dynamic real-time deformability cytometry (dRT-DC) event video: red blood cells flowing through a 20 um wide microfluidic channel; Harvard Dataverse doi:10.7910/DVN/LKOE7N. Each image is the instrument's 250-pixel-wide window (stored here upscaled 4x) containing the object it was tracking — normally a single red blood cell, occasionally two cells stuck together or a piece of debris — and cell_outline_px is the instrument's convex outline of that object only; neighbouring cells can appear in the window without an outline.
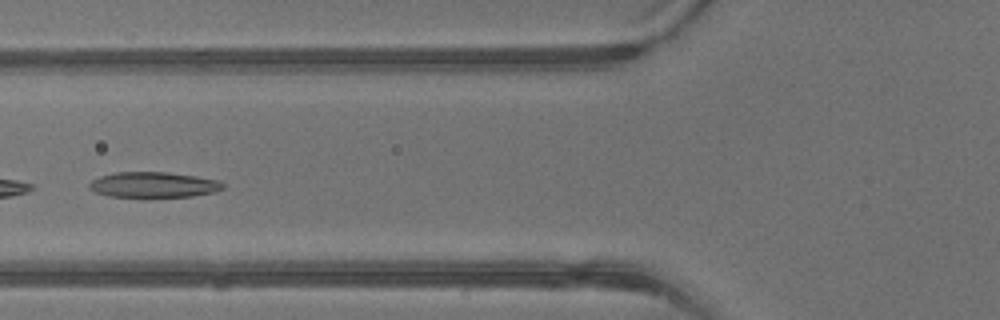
{"species": "common noctule bat (a hibernating species)", "species_latin": "Nyctalus noctula", "temperature_condition": "warm", "stored_images_in_passage": 16, "camera_frame_rate_fps": 3000, "um_per_image_px": 0.085, "animal": {"sex": "male", "body_mass_g": 13.3}, "frame": {"image": 1, "passage_image": 7, "time_ms": 2.0, "image_size_px": [1000, 320], "cell_outline_px": [[224, 188], [216, 192], [192, 196], [108, 196], [96, 192], [88, 188], [88, 184], [92, 180], [100, 176], [116, 172], [168, 172], [196, 176], [216, 180], [224, 184]], "centroid_in_image_um": [13.04, 15.69], "position_along_channel_um": 112.8, "area_um2": 19.65}}
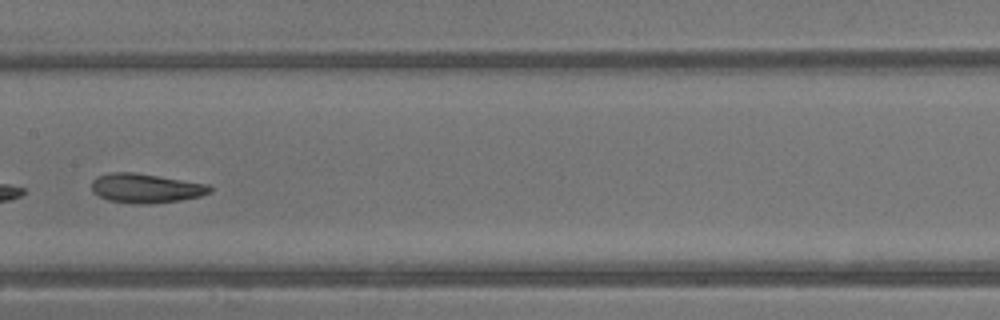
{"frame": {"image": 2, "passage_image": 12, "time_ms": 3.667, "image_size_px": [1000, 320], "cell_outline_px": [[212, 192], [200, 196], [180, 200], [152, 204], [136, 204], [108, 200], [92, 192], [92, 180], [96, 176], [112, 172], [136, 172], [208, 184], [212, 188]], "centroid_in_image_um": [12.39, 15.99], "position_along_channel_um": 195.0, "area_um2": 20.35}}
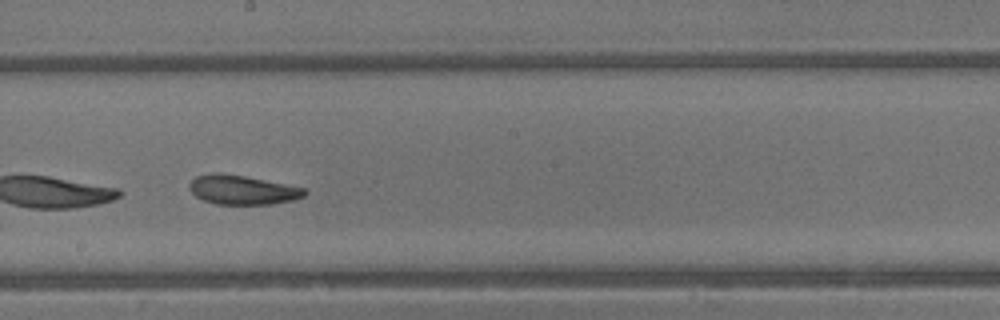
{"frame": {"image": 3, "passage_image": 14, "time_ms": 4.333, "image_size_px": [1000, 320], "cell_outline_px": [[308, 192], [304, 196], [292, 200], [272, 204], [216, 204], [204, 200], [196, 196], [188, 188], [188, 184], [196, 176], [212, 172], [220, 172], [244, 176], [304, 188]], "centroid_in_image_um": [20.56, 16.13], "position_along_channel_um": 227.6, "area_um2": 19.54}}